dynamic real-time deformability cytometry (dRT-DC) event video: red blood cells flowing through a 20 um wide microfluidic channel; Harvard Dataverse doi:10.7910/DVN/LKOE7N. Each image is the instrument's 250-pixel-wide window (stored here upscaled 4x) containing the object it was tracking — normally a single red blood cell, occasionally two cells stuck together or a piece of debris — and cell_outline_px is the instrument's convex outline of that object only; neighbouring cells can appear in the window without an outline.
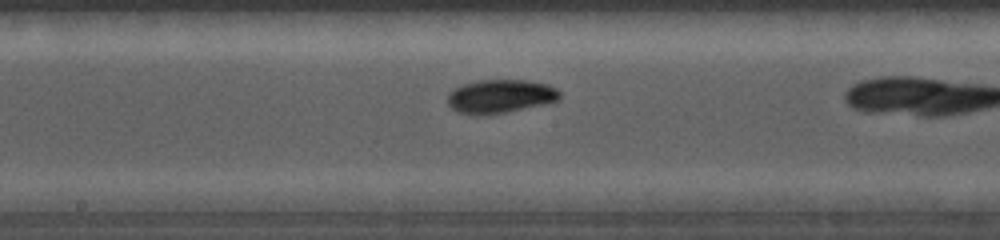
{"species": "common noctule bat (a hibernating species)", "species_latin": "Nyctalus noctula", "temperature_condition": "cold", "stored_images_in_passage": 20, "camera_frame_rate_fps": 5000, "um_per_image_px": 0.085, "animal": {"sex": "female", "body_mass_g": 19.0, "forearm_length_mm": 56.7}, "frame": {"image": 1, "passage_image": 9, "time_ms": 3.0, "image_size_px": [1000, 240], "cell_outline_px": [[560, 100], [544, 104], [484, 116], [476, 116], [460, 112], [452, 108], [448, 104], [448, 96], [456, 88], [464, 84], [480, 80], [524, 80], [548, 84], [556, 88], [560, 92]], "centroid_in_image_um": [42.55, 8.19], "position_along_channel_um": 205.6, "area_um2": 21.79}}